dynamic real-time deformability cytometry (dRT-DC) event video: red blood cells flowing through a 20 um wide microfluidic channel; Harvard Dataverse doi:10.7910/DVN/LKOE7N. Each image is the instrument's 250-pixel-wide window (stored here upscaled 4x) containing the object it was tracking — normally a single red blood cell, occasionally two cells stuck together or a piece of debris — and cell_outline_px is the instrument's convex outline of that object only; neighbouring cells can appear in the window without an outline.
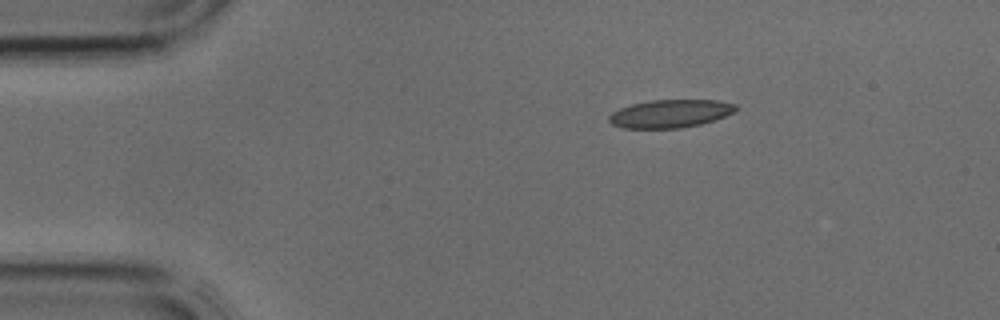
{"species": "common noctule bat (a hibernating species)", "species_latin": "Nyctalus noctula", "temperature_condition": "cold", "stored_images_in_passage": 2, "camera_frame_rate_fps": 3000, "um_per_image_px": 0.085, "animal": {"sex": "male", "body_mass_g": 17.9, "forearm_length_mm": 54.2}, "frame": {"image": 1, "passage_image": 1, "time_ms": 0.0, "image_size_px": [1000, 320], "cell_outline_px": [[740, 108], [736, 112], [700, 124], [680, 128], [624, 128], [612, 124], [608, 120], [608, 116], [612, 112], [620, 108], [632, 104], [652, 100], [716, 100], [736, 104]], "centroid_in_image_um": [56.99, 9.65], "position_along_channel_um": 28.0, "area_um2": 20.69}}